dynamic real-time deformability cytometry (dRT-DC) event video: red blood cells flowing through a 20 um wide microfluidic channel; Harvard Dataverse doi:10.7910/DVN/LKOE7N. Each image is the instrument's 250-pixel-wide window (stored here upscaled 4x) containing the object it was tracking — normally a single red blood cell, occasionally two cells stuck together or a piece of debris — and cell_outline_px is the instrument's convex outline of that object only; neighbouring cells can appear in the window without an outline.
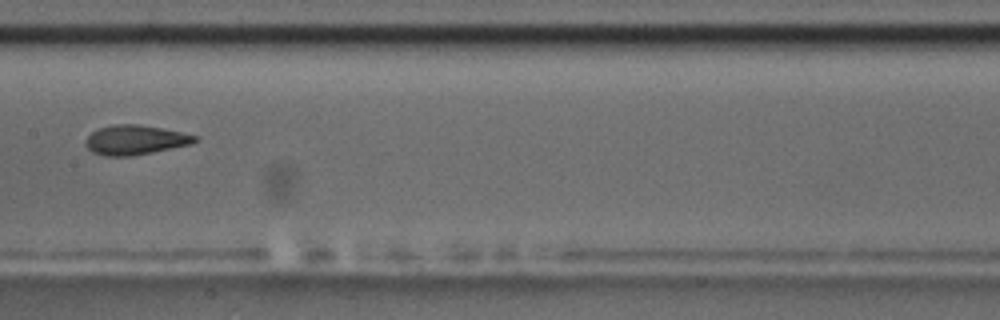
{"species": "common noctule bat (a hibernating species)", "species_latin": "Nyctalus noctula", "temperature_condition": "room temperature", "stored_images_in_passage": 11, "camera_frame_rate_fps": 3000, "um_per_image_px": 0.085, "animal": {"sex": "male", "body_mass_g": 17.5, "forearm_length_mm": 52.3}, "frame": {"image": 1, "passage_image": 4, "time_ms": 3.667, "image_size_px": [1000, 320], "cell_outline_px": [[200, 140], [192, 144], [132, 156], [104, 156], [92, 152], [84, 144], [84, 140], [92, 132], [100, 128], [112, 124], [140, 124], [180, 132], [196, 136]], "centroid_in_image_um": [11.47, 11.9], "position_along_channel_um": 195.9, "area_um2": 18.84}, "authors_computed_cell_mechanics": {"area_um2": 18.8428, "velocity_mm_per_s": 3.5237, "shape_relaxation_time_tau1_ms": 3.0686, "shape_relaxation_time_tau2_ms": 1.5369, "deformation_change_tau1": 0.1386, "deformation_change_tau2": 0.0786}}